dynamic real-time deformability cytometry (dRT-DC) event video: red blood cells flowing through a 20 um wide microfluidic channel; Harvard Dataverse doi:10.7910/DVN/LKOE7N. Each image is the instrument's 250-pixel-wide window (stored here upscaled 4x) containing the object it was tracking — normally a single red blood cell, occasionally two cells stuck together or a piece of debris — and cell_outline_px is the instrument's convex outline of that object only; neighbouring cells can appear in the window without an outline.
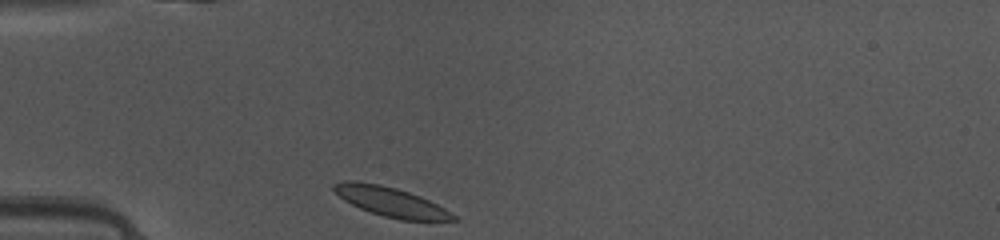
{"species": "common noctule bat (a hibernating species)", "species_latin": "Nyctalus noctula", "temperature_condition": "warm", "stored_images_in_passage": 23, "camera_frame_rate_fps": 3000, "um_per_image_px": 0.085, "animal": {"sex": "female", "body_mass_g": 10.0, "forearm_length_mm": 53.1}, "frame": {"image": 1, "passage_image": 1, "time_ms": 0.0, "image_size_px": [1000, 240], "cell_outline_px": [[460, 220], [400, 220], [384, 216], [360, 208], [344, 200], [332, 188], [332, 184], [344, 180], [356, 180], [380, 184], [396, 188], [420, 196], [444, 208], [456, 216]], "centroid_in_image_um": [33.19, 17.13], "position_along_channel_um": 51.8, "area_um2": 20.29}}
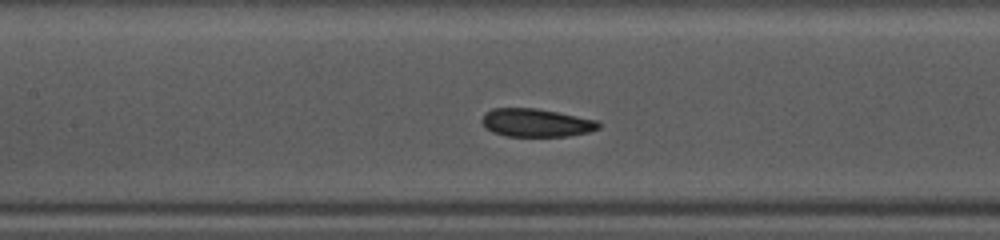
{"frame": {"image": 2, "passage_image": 10, "time_ms": 3.0, "image_size_px": [1000, 240], "cell_outline_px": [[600, 128], [588, 132], [568, 136], [504, 136], [492, 132], [484, 128], [480, 120], [484, 112], [492, 108], [536, 108], [596, 120], [600, 124]], "centroid_in_image_um": [45.49, 10.43], "position_along_channel_um": 161.9, "area_um2": 19.25}}
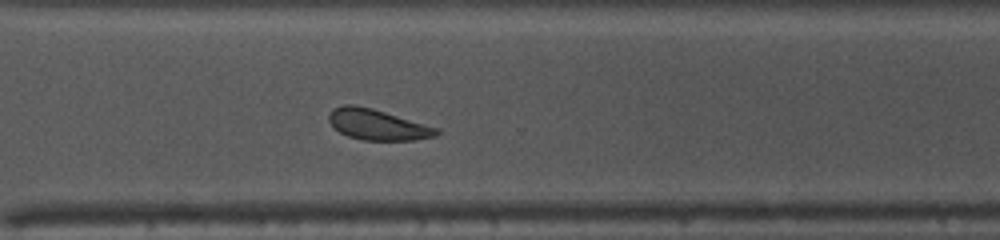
{"frame": {"image": 3, "passage_image": 23, "time_ms": 7.333, "image_size_px": [1000, 240], "cell_outline_px": [[440, 132], [436, 136], [416, 140], [360, 140], [348, 136], [340, 132], [328, 120], [328, 116], [332, 108], [344, 104], [352, 104], [372, 108], [440, 128]], "centroid_in_image_um": [32.1, 10.59], "position_along_channel_um": 338.5, "area_um2": 19.36}}